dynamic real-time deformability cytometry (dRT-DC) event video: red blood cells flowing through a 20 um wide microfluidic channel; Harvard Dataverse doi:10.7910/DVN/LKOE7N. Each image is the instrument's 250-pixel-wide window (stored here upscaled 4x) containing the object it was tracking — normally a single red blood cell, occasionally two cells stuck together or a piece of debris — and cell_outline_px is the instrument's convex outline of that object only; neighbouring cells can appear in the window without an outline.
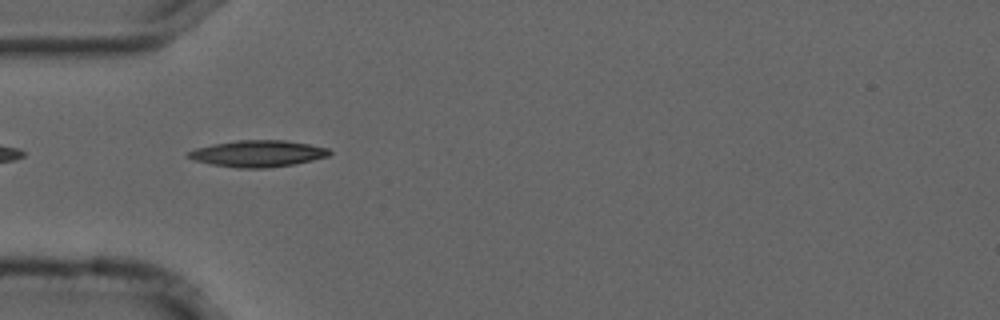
{"species": "common noctule bat (a hibernating species)", "species_latin": "Nyctalus noctula", "temperature_condition": "cold", "stored_images_in_passage": 41, "camera_frame_rate_fps": 3000, "um_per_image_px": 0.085, "animal": {"sex": "male", "forearm_length_mm": 52.5}, "frame": {"image": 1, "passage_image": 3, "time_ms": 0.667, "image_size_px": [1000, 320], "cell_outline_px": [[332, 152], [328, 156], [312, 160], [292, 164], [264, 168], [236, 168], [212, 164], [196, 160], [184, 156], [184, 152], [196, 148], [212, 144], [236, 140], [284, 140], [308, 144], [328, 148]], "centroid_in_image_um": [21.86, 13.05], "position_along_channel_um": 63.1, "area_um2": 21.79}}
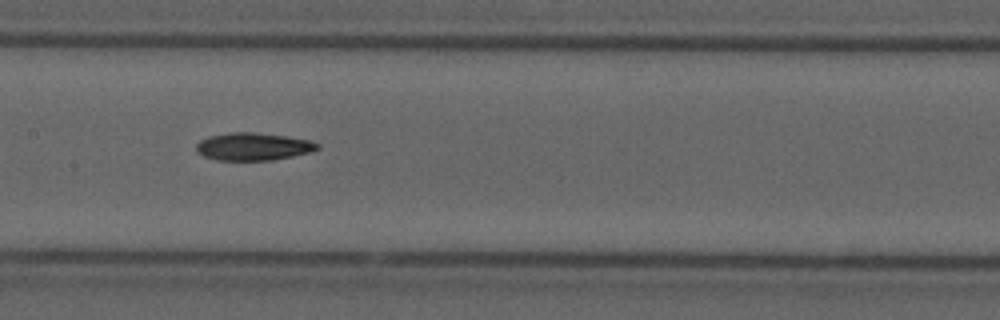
{"frame": {"image": 2, "passage_image": 13, "time_ms": 4.0, "image_size_px": [1000, 320], "cell_outline_px": [[320, 148], [308, 152], [292, 156], [272, 160], [216, 160], [204, 156], [196, 148], [196, 144], [200, 140], [208, 136], [232, 132], [256, 132], [284, 136], [308, 140], [320, 144]], "centroid_in_image_um": [21.51, 12.45], "position_along_channel_um": 185.9, "area_um2": 19.31}}
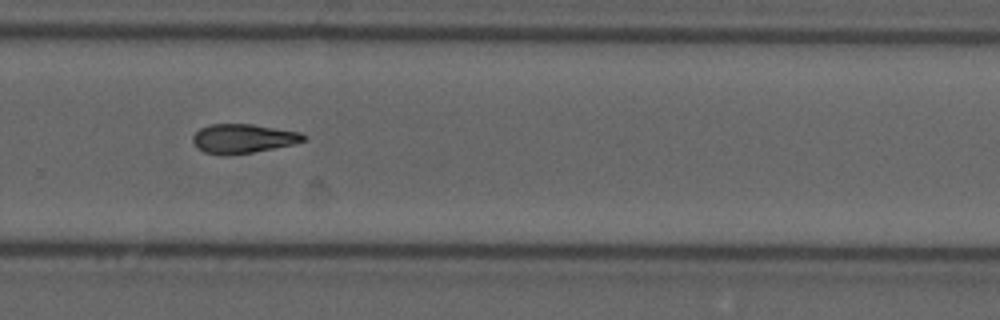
{"frame": {"image": 3, "passage_image": 23, "time_ms": 7.333, "image_size_px": [1000, 320], "cell_outline_px": [[308, 136], [304, 140], [292, 144], [252, 152], [204, 152], [192, 140], [192, 136], [200, 128], [208, 124], [252, 124], [300, 132]], "centroid_in_image_um": [20.69, 11.72], "position_along_channel_um": 309.1, "area_um2": 17.98}, "authors_computed_cell_mechanics": {"area_um2": 19.074, "velocity_mm_per_s": 3.7053, "shape_relaxation_time_tau1_ms": 7.5841, "shape_relaxation_time_tau2_ms": null, "deformation_change_tau1": 0.1675, "deformation_change_tau2": null}}